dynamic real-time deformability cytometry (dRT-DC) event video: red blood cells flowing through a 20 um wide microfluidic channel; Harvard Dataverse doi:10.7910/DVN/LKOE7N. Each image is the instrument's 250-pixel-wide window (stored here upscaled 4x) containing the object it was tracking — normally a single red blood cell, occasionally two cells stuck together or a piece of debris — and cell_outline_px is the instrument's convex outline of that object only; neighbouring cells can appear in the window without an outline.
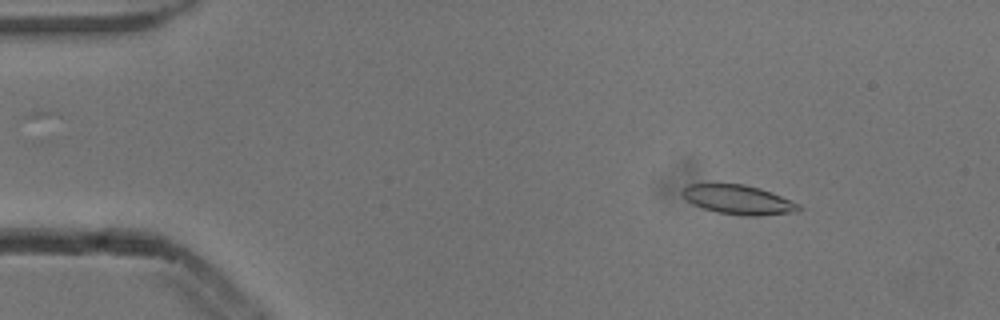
{"species": "common noctule bat (a hibernating species)", "species_latin": "Nyctalus noctula", "temperature_condition": "cold", "stored_images_in_passage": 4, "camera_frame_rate_fps": 3000, "um_per_image_px": 0.085, "animal": {"sex": "male", "body_mass_g": 13.3}, "frame": {"image": 1, "passage_image": 1, "time_ms": 0.0, "image_size_px": [1000, 320], "cell_outline_px": [[804, 208], [796, 212], [760, 216], [744, 216], [716, 212], [692, 204], [680, 192], [688, 184], [744, 184], [760, 188], [800, 204]], "centroid_in_image_um": [62.79, 16.99], "position_along_channel_um": 22.2, "area_um2": 19.88}}
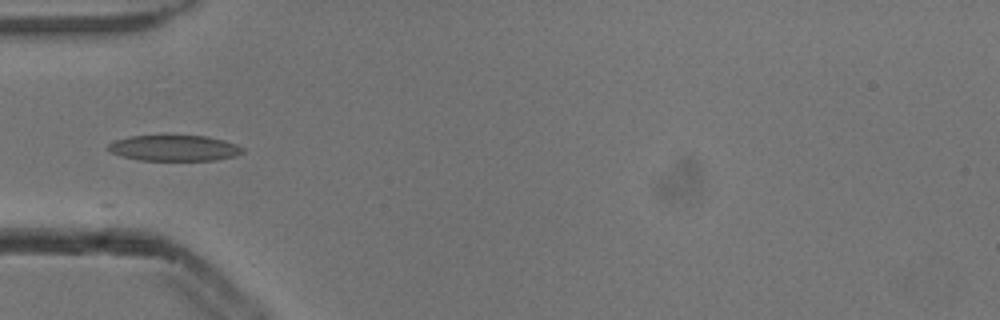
{"frame": {"image": 2, "passage_image": 3, "time_ms": 0.667, "image_size_px": [1000, 320], "cell_outline_px": [[244, 152], [236, 156], [216, 160], [140, 160], [120, 156], [104, 148], [108, 144], [116, 140], [132, 136], [208, 136], [224, 140], [236, 144], [244, 148]], "centroid_in_image_um": [14.83, 12.59], "position_along_channel_um": 70.2, "area_um2": 20.23}}
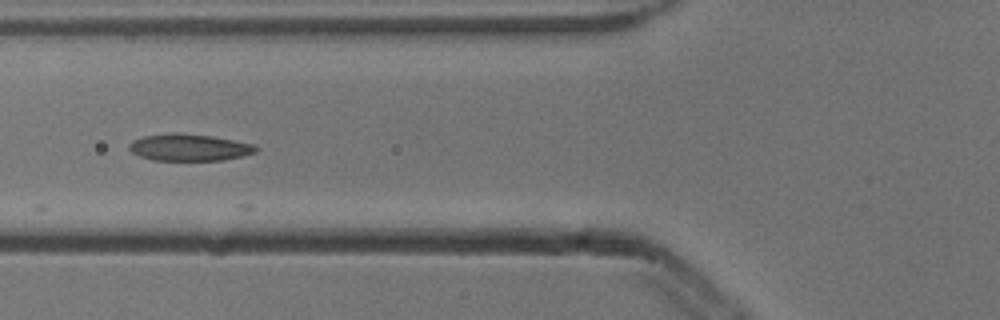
{"frame": {"image": 3, "passage_image": 4, "time_ms": 1.0, "image_size_px": [1000, 320], "cell_outline_px": [[260, 148], [256, 152], [224, 160], [152, 160], [140, 156], [132, 152], [128, 148], [128, 144], [132, 140], [144, 136], [176, 132], [212, 136], [256, 144]], "centroid_in_image_um": [16.1, 12.52], "position_along_channel_um": 109.7, "area_um2": 19.94}}